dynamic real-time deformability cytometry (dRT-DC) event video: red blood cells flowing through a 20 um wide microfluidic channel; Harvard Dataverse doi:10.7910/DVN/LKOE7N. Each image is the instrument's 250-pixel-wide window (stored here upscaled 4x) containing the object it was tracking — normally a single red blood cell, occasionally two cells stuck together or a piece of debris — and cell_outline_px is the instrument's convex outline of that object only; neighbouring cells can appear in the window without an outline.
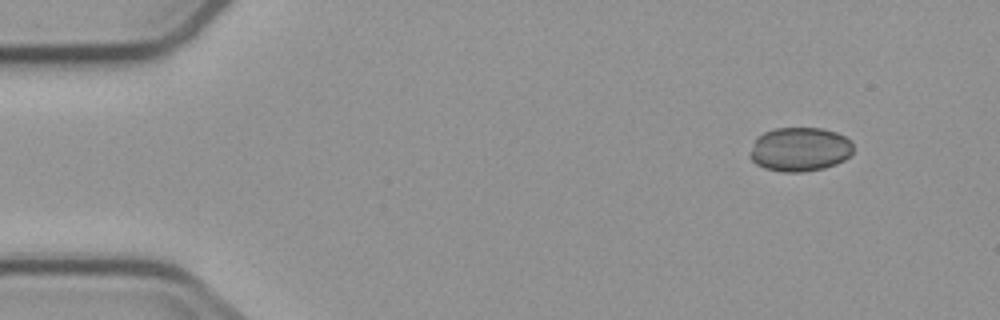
{"species": "common noctule bat (a hibernating species)", "species_latin": "Nyctalus noctula", "temperature_condition": "cold", "stored_images_in_passage": 4, "camera_frame_rate_fps": 3000, "um_per_image_px": 0.085, "animal": {"sex": "male", "body_mass_g": 23.1, "forearm_length_mm": 52.7}, "frame": {"image": 1, "passage_image": 1, "time_ms": 0.0, "image_size_px": [1000, 320], "cell_outline_px": [[852, 156], [836, 164], [824, 168], [804, 172], [784, 172], [764, 168], [756, 164], [748, 156], [756, 136], [764, 132], [776, 128], [820, 128], [836, 132], [852, 140]], "centroid_in_image_um": [67.98, 12.7], "position_along_channel_um": 17.0, "area_um2": 26.82}}